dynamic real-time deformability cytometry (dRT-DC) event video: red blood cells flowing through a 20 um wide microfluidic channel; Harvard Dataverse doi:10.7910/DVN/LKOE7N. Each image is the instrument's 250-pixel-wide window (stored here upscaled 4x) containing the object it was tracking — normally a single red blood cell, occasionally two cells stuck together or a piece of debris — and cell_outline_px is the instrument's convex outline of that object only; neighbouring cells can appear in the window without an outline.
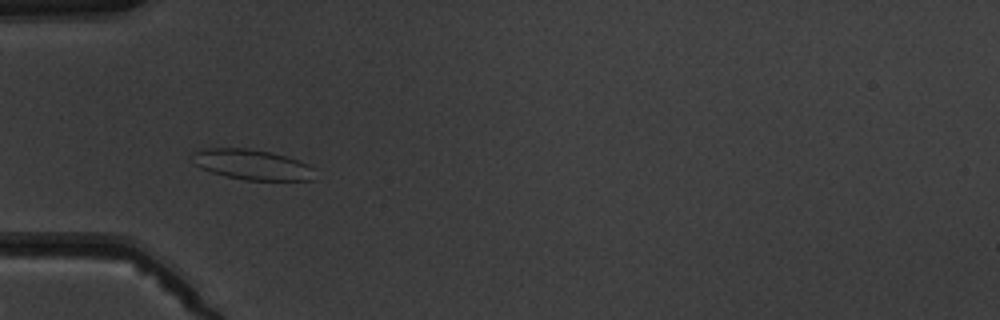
{"species": "common noctule bat (a hibernating species)", "species_latin": "Nyctalus noctula", "temperature_condition": "warm", "stored_images_in_passage": 2, "camera_frame_rate_fps": 3000, "um_per_image_px": 0.085, "animal": {"sex": "male", "body_mass_g": 19.5, "forearm_length_mm": 54.6}, "frame": {"image": 1, "passage_image": 1, "time_ms": 0.0, "image_size_px": [1000, 320], "cell_outline_px": [[312, 180], [244, 180], [224, 176], [200, 168], [188, 156], [192, 152], [204, 148], [248, 148], [272, 152], [300, 160], [308, 164], [312, 168]], "centroid_in_image_um": [21.36, 13.97], "position_along_channel_um": 63.6, "area_um2": 21.79}}